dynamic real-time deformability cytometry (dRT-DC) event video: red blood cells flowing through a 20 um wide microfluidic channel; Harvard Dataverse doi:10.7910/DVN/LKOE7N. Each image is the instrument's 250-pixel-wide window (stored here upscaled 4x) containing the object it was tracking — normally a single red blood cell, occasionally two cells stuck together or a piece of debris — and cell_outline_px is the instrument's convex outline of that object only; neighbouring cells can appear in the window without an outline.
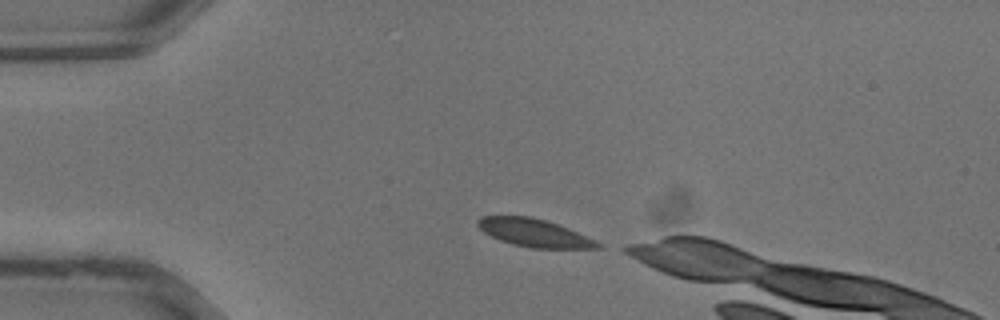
{"species": "common noctule bat (a hibernating species)", "species_latin": "Nyctalus noctula", "temperature_condition": "warm", "stored_images_in_passage": 7, "camera_frame_rate_fps": 3000, "um_per_image_px": 0.085, "animal": {"sex": "male", "body_mass_g": 13.3}, "frame": {"image": 1, "passage_image": 1, "time_ms": 0.0, "image_size_px": [1000, 320], "cell_outline_px": [[600, 248], [532, 248], [512, 244], [500, 240], [484, 232], [476, 224], [476, 220], [480, 216], [528, 216], [544, 220], [568, 228], [596, 240], [600, 244]], "centroid_in_image_um": [45.37, 19.79], "position_along_channel_um": 39.6, "area_um2": 19.25}}
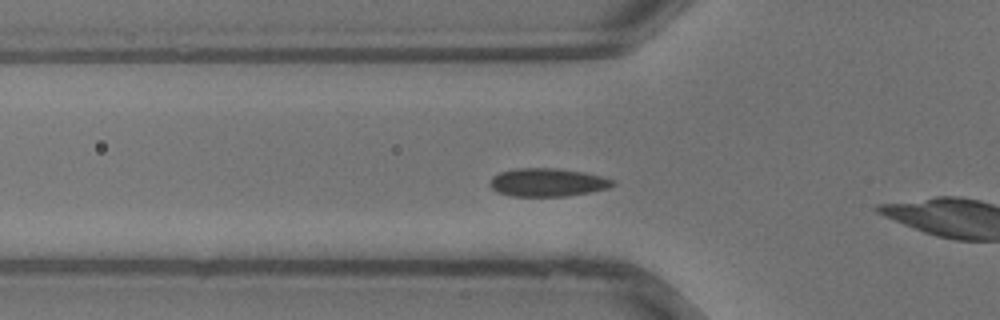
{"frame": {"image": 2, "passage_image": 5, "time_ms": 1.333, "image_size_px": [1000, 320], "cell_outline_px": [[616, 184], [608, 188], [588, 192], [564, 196], [512, 196], [496, 192], [488, 184], [492, 176], [500, 172], [516, 168], [556, 168], [584, 172], [616, 180]], "centroid_in_image_um": [46.51, 15.5], "position_along_channel_um": 79.3, "area_um2": 20.23}}